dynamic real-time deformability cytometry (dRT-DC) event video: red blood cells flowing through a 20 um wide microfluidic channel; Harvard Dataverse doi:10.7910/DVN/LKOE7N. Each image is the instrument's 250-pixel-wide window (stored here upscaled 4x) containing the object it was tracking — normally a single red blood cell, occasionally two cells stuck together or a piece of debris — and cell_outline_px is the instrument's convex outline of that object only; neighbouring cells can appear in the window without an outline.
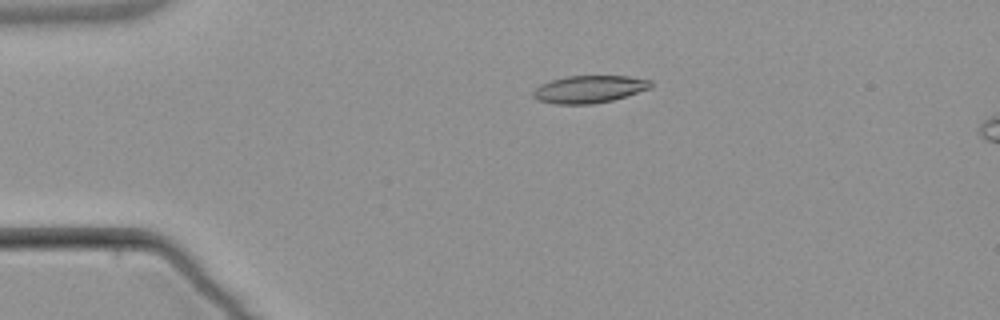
{"species": "common noctule bat (a hibernating species)", "species_latin": "Nyctalus noctula", "temperature_condition": "warm", "stored_images_in_passage": 5, "camera_frame_rate_fps": 3000, "um_per_image_px": 0.085, "animal": {"sex": "male", "body_mass_g": 21.5, "forearm_length_mm": 52.0}, "frame": {"image": 1, "passage_image": 3, "time_ms": 3.333, "image_size_px": [1000, 320], "cell_outline_px": [[652, 88], [612, 100], [592, 104], [556, 104], [540, 100], [532, 96], [532, 92], [540, 84], [552, 80], [568, 76], [628, 76], [652, 80]], "centroid_in_image_um": [50.11, 7.58], "position_along_channel_um": 34.9, "area_um2": 18.73}}